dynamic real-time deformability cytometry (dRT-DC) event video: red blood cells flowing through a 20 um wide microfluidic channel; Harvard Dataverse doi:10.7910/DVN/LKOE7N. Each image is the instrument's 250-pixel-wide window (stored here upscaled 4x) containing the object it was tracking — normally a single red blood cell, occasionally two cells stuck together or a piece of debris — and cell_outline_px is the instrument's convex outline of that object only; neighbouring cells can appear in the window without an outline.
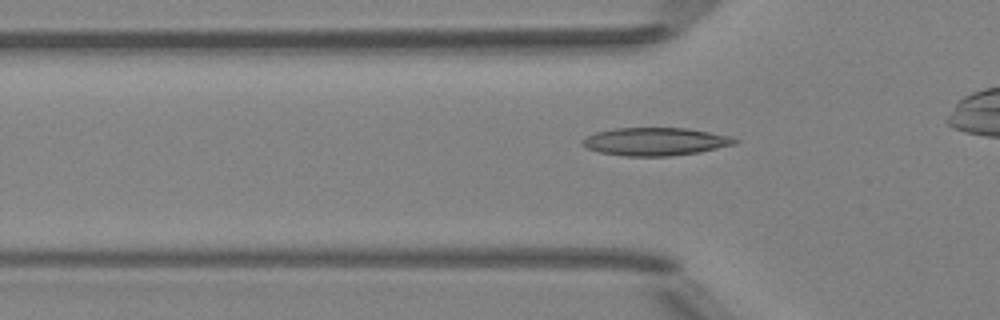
{"species": "Egyptian fruit bat (a non-hibernating species)", "species_latin": "Rousettus aegyptiacus", "temperature_condition": "room temperature", "stored_images_in_passage": 28, "camera_frame_rate_fps": 3000, "um_per_image_px": 0.085, "animal": {"sex": "female"}, "frame": {"image": 1, "passage_image": 3, "time_ms": 0.667, "image_size_px": [1000, 320], "cell_outline_px": [[740, 140], [736, 144], [700, 152], [668, 156], [624, 156], [600, 152], [588, 148], [580, 144], [580, 140], [596, 132], [616, 128], [684, 128], [732, 136]], "centroid_in_image_um": [55.71, 12.03], "position_along_channel_um": 70.1, "area_um2": 24.8}}
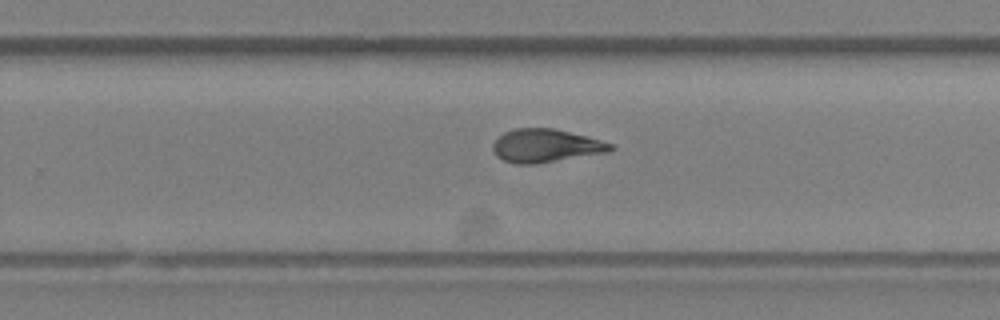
{"frame": {"image": 2, "passage_image": 19, "time_ms": 6.0, "image_size_px": [1000, 320], "cell_outline_px": [[616, 148], [608, 152], [536, 164], [516, 164], [504, 160], [496, 156], [492, 148], [492, 144], [504, 132], [516, 128], [552, 128], [600, 140], [612, 144]], "centroid_in_image_um": [46.37, 12.4], "position_along_channel_um": 283.4, "area_um2": 22.6}}
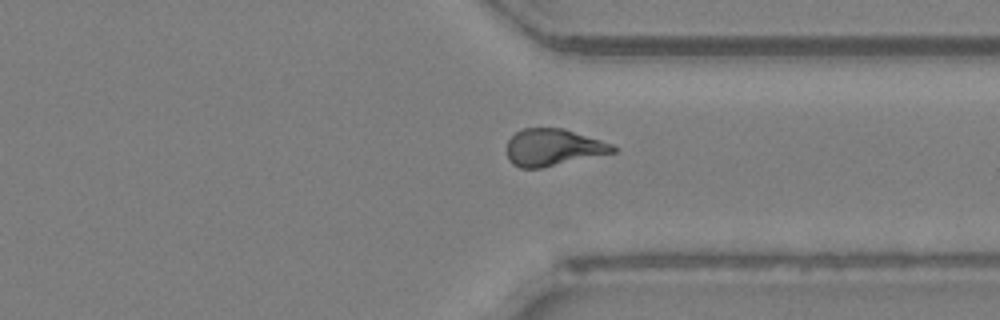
{"frame": {"image": 3, "passage_image": 25, "time_ms": 8.0, "image_size_px": [1000, 320], "cell_outline_px": [[620, 148], [616, 152], [540, 168], [520, 168], [512, 164], [508, 160], [508, 140], [516, 132], [524, 128], [564, 128], [612, 144]], "centroid_in_image_um": [47.03, 12.53], "position_along_channel_um": 364.4, "area_um2": 22.77}}